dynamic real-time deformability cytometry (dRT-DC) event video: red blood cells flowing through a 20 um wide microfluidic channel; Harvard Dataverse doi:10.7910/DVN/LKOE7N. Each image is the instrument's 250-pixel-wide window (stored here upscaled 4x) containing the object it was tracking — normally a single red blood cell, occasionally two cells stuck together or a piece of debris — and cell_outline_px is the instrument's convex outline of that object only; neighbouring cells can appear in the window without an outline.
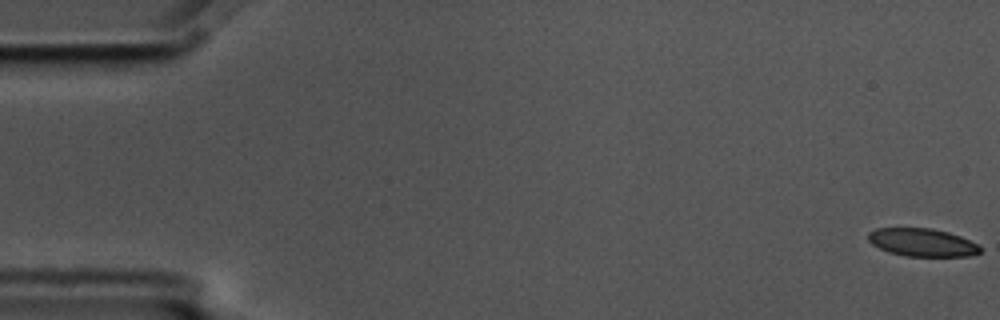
{"species": "common noctule bat (a hibernating species)", "species_latin": "Nyctalus noctula", "temperature_condition": "cold", "stored_images_in_passage": 6, "camera_frame_rate_fps": 3000, "um_per_image_px": 0.085, "animal": {"sex": "male", "body_mass_g": 17.5, "forearm_length_mm": 52.3}, "frame": {"image": 1, "passage_image": 1, "time_ms": 0.0, "image_size_px": [1000, 320], "cell_outline_px": [[980, 252], [972, 256], [904, 256], [888, 252], [872, 244], [868, 240], [868, 232], [876, 228], [932, 228], [948, 232], [960, 236], [980, 244]], "centroid_in_image_um": [78.4, 20.6], "position_along_channel_um": 6.6, "area_um2": 18.38}}